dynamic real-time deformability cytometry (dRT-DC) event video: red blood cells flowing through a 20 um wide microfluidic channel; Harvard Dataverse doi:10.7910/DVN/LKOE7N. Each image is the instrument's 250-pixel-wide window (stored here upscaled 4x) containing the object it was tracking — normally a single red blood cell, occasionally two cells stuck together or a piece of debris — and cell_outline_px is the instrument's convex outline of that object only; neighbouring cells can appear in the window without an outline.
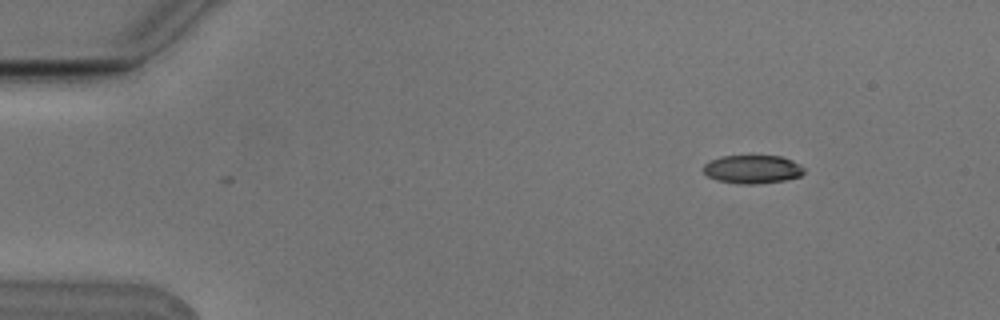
{"species": "Egyptian fruit bat (a non-hibernating species)", "species_latin": "Rousettus aegyptiacus", "temperature_condition": "cold", "stored_images_in_passage": 4, "segment_of_instrument_passage": [1, 2], "camera_frame_rate_fps": 3000, "um_per_image_px": 0.085, "animal": {"sex": "male"}, "frame": {"image": 1, "passage_image": 1, "time_ms": 0.0, "image_size_px": [1000, 320], "cell_outline_px": [[804, 172], [800, 176], [784, 180], [756, 184], [740, 184], [716, 180], [708, 176], [700, 168], [708, 160], [720, 156], [780, 156], [792, 160], [800, 164], [804, 168]], "centroid_in_image_um": [63.91, 14.38], "position_along_channel_um": 21.1, "area_um2": 16.82}}